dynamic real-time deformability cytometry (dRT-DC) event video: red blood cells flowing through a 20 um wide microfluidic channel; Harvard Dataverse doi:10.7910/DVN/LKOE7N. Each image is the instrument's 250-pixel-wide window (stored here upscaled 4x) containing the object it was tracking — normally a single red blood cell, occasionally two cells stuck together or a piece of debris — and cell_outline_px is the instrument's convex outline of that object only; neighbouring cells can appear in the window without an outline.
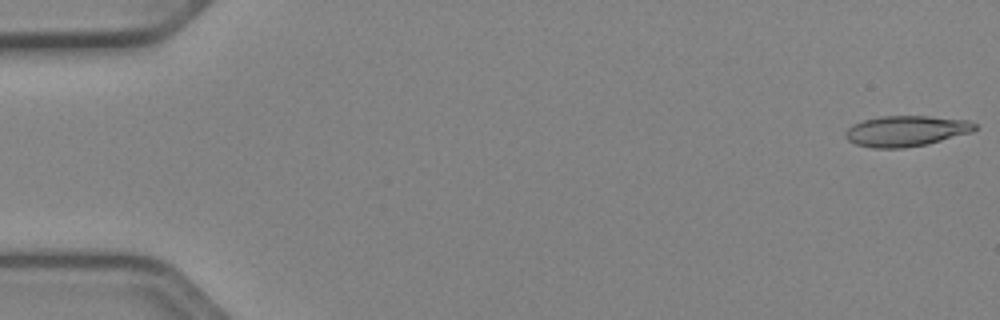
{"species": "Egyptian fruit bat (a non-hibernating species)", "species_latin": "Rousettus aegyptiacus", "temperature_condition": "cold", "stored_images_in_passage": 25, "camera_frame_rate_fps": 3000, "um_per_image_px": 0.085, "animal": {"sex": "female"}, "frame": {"image": 1, "passage_image": 1, "time_ms": 0.0, "image_size_px": [1000, 320], "cell_outline_px": [[976, 128], [972, 132], [928, 144], [904, 148], [872, 148], [856, 144], [848, 140], [844, 136], [844, 132], [852, 124], [864, 120], [880, 116], [928, 116], [968, 120], [976, 124]], "centroid_in_image_um": [77.0, 11.14], "position_along_channel_um": 8.0, "area_um2": 23.24}}
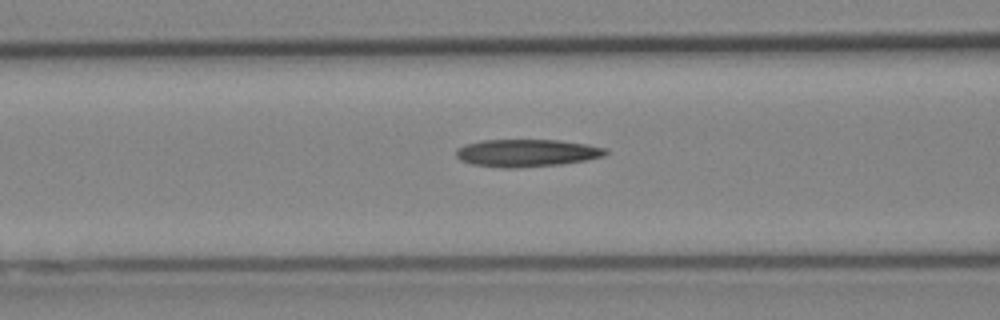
{"frame": {"image": 2, "passage_image": 21, "time_ms": 6.667, "image_size_px": [1000, 320], "cell_outline_px": [[608, 152], [604, 156], [584, 160], [560, 164], [516, 168], [500, 168], [472, 164], [460, 160], [456, 156], [456, 148], [464, 144], [480, 140], [560, 140], [588, 144], [608, 148]], "centroid_in_image_um": [44.75, 12.99], "position_along_channel_um": 121.8, "area_um2": 24.16}}
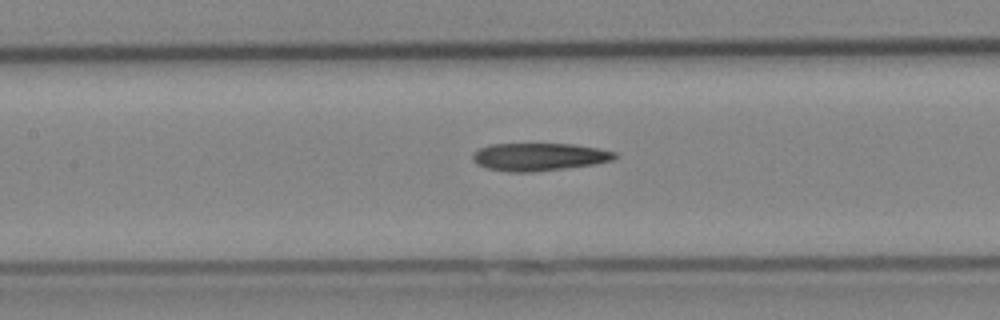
{"frame": {"image": 3, "passage_image": 24, "time_ms": 7.667, "image_size_px": [1000, 320], "cell_outline_px": [[620, 156], [612, 160], [596, 164], [532, 172], [508, 172], [488, 168], [476, 164], [472, 160], [472, 152], [488, 144], [572, 144], [596, 148], [616, 152]], "centroid_in_image_um": [45.8, 13.33], "position_along_channel_um": 161.6, "area_um2": 23.06}}